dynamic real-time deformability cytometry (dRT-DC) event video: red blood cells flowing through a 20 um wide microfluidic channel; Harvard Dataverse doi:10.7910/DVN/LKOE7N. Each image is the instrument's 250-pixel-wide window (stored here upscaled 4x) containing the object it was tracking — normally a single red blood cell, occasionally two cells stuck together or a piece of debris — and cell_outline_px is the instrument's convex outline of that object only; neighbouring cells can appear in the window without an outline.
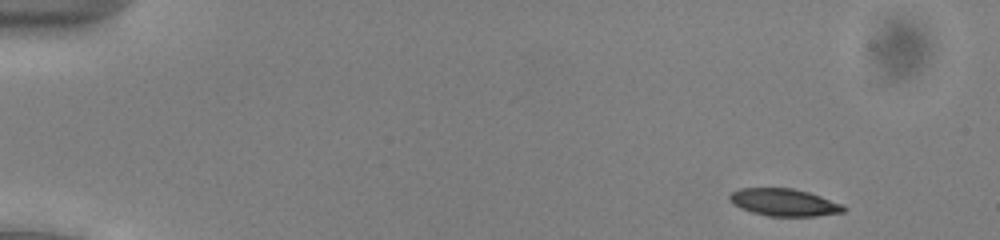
{"species": "common noctule bat (a hibernating species)", "species_latin": "Nyctalus noctula", "temperature_condition": "cold", "stored_images_in_passage": 49, "camera_frame_rate_fps": 3000, "um_per_image_px": 0.085, "animal": {"sex": "male", "body_mass_g": 13.0, "forearm_length_mm": 53.1}, "frame": {"image": 1, "passage_image": 1, "time_ms": 0.0, "image_size_px": [1000, 240], "cell_outline_px": [[848, 208], [844, 212], [816, 216], [768, 216], [752, 212], [740, 208], [732, 204], [728, 200], [728, 196], [732, 192], [740, 188], [792, 188], [808, 192], [820, 196], [840, 204]], "centroid_in_image_um": [66.6, 17.2], "position_along_channel_um": 18.4, "area_um2": 18.15}}
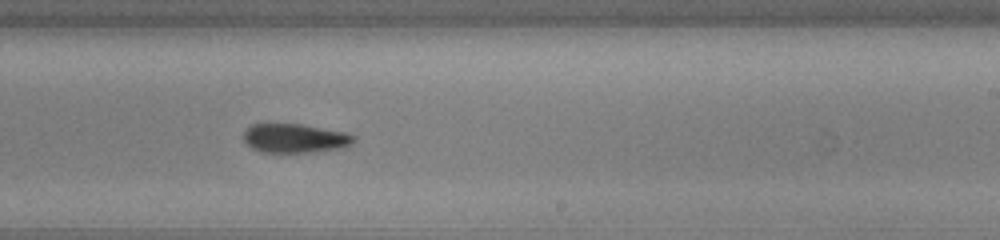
{"frame": {"image": 2, "passage_image": 29, "time_ms": 9.333, "image_size_px": [1000, 240], "cell_outline_px": [[356, 140], [352, 144], [344, 148], [312, 152], [260, 152], [252, 148], [244, 140], [244, 132], [252, 124], [268, 120], [300, 124], [348, 132], [356, 136]], "centroid_in_image_um": [25.07, 11.71], "position_along_channel_um": 263.9, "area_um2": 19.48}}
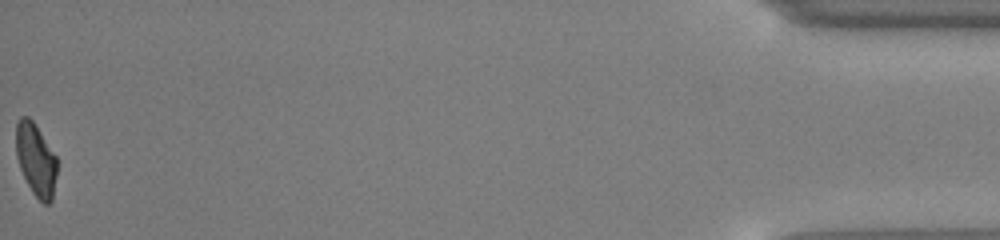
{"frame": {"image": 3, "passage_image": 49, "time_ms": 16.0, "image_size_px": [1000, 240], "cell_outline_px": [[56, 176], [52, 200], [48, 204], [44, 204], [32, 192], [20, 168], [16, 156], [16, 124], [20, 116], [28, 116], [32, 120], [56, 156]], "centroid_in_image_um": [3.03, 13.56], "position_along_channel_um": 432.2, "area_um2": 17.11}, "authors_computed_cell_mechanics": {"area_um2": 19.0162, "velocity_mm_per_s": 3.9076, "shape_relaxation_time_tau1_ms": 3.08, "shape_relaxation_time_tau2_ms": 7.5915, "deformation_change_tau1": 0.1146, "deformation_change_tau2": 0.1246}}